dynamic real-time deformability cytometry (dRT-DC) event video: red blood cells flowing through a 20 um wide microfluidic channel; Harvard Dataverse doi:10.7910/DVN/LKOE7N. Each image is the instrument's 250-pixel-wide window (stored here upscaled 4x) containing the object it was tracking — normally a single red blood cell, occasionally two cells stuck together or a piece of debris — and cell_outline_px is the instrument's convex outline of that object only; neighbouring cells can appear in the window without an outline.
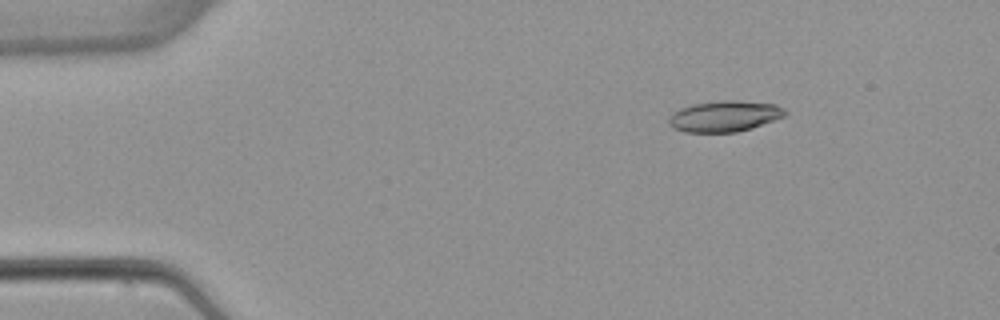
{"species": "common noctule bat (a hibernating species)", "species_latin": "Nyctalus noctula", "temperature_condition": "warm", "stored_images_in_passage": 3, "camera_frame_rate_fps": 3000, "um_per_image_px": 0.085, "animal": {"sex": "female", "body_mass_g": 22.7, "forearm_length_mm": 54.2}, "frame": {"image": 1, "passage_image": 1, "time_ms": 0.0, "image_size_px": [1000, 320], "cell_outline_px": [[788, 112], [784, 116], [752, 128], [736, 132], [684, 132], [668, 124], [668, 120], [680, 108], [692, 104], [724, 100], [740, 100], [776, 104], [784, 108]], "centroid_in_image_um": [61.63, 9.87], "position_along_channel_um": 23.4, "area_um2": 20.87}}